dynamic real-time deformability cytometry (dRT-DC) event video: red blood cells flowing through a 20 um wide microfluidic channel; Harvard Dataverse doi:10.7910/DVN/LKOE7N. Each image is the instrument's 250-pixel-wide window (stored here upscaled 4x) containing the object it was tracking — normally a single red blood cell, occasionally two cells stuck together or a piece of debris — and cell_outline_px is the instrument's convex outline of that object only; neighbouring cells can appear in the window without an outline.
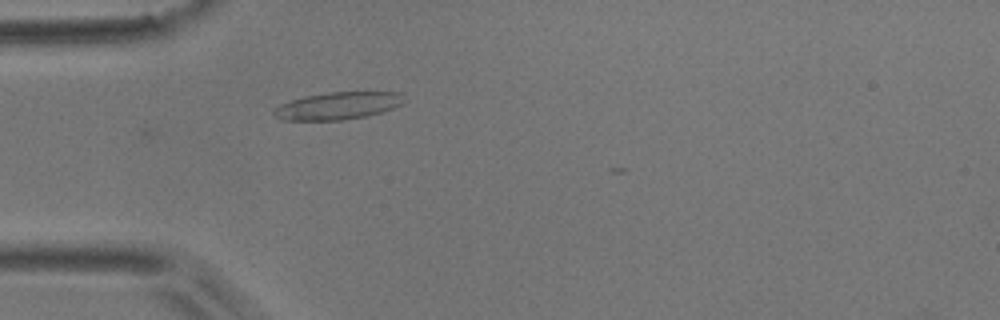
{"species": "common noctule bat (a hibernating species)", "species_latin": "Nyctalus noctula", "temperature_condition": "room temperature", "stored_images_in_passage": 3, "camera_frame_rate_fps": 3000, "um_per_image_px": 0.085, "animal": {"sex": "male", "body_mass_g": 17.9}, "frame": {"image": 1, "passage_image": 3, "time_ms": 3.0, "image_size_px": [1000, 320], "cell_outline_px": [[400, 104], [392, 108], [368, 116], [344, 120], [284, 120], [276, 116], [272, 112], [280, 104], [304, 96], [328, 92], [400, 92]], "centroid_in_image_um": [28.66, 9.0], "position_along_channel_um": 56.3, "area_um2": 20.4}}